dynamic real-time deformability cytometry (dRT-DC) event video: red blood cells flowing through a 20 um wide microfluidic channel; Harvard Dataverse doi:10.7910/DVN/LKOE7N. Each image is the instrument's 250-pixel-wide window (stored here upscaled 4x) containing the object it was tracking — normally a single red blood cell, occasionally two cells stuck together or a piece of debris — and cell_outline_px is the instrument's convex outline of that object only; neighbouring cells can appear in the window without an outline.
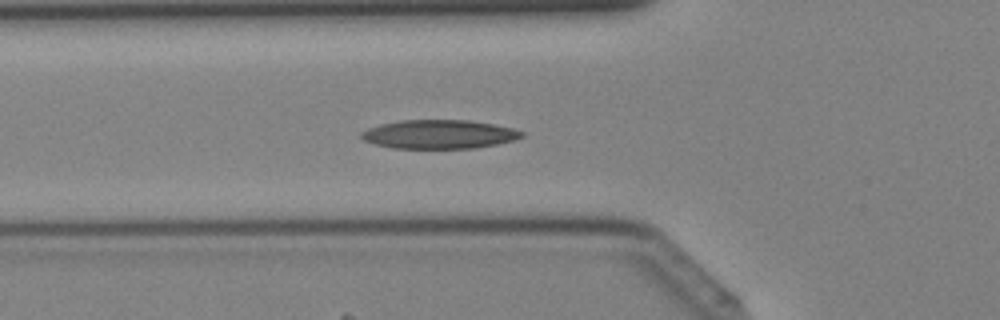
{"species": "Egyptian fruit bat (a non-hibernating species)", "species_latin": "Rousettus aegyptiacus", "temperature_condition": "cold", "stored_images_in_passage": 34, "camera_frame_rate_fps": 3000, "um_per_image_px": 0.085, "animal": {"sex": "female"}, "frame": {"image": 1, "passage_image": 12, "time_ms": 3.667, "image_size_px": [1000, 320], "cell_outline_px": [[524, 136], [516, 140], [476, 148], [392, 148], [376, 144], [364, 140], [360, 136], [360, 132], [368, 128], [380, 124], [400, 120], [468, 120], [492, 124], [512, 128], [524, 132]], "centroid_in_image_um": [37.33, 11.41], "position_along_channel_um": 88.5, "area_um2": 26.93}}
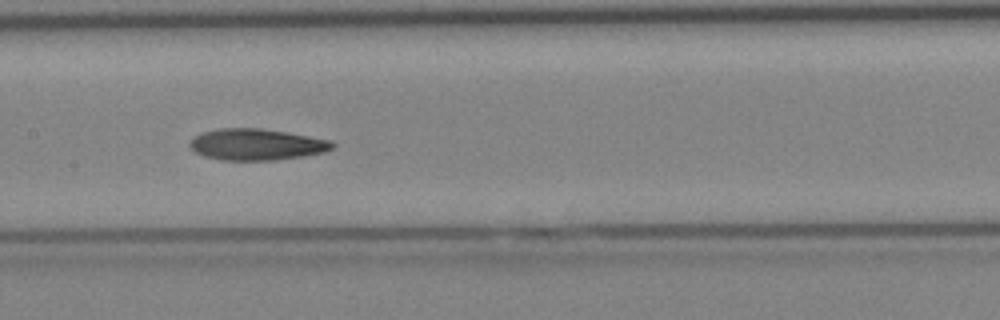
{"frame": {"image": 2, "passage_image": 18, "time_ms": 5.667, "image_size_px": [1000, 320], "cell_outline_px": [[336, 144], [332, 148], [324, 152], [304, 156], [276, 160], [220, 160], [204, 156], [188, 148], [188, 144], [200, 132], [220, 128], [260, 128], [288, 132], [332, 140]], "centroid_in_image_um": [21.81, 12.28], "position_along_channel_um": 185.6, "area_um2": 26.3}}
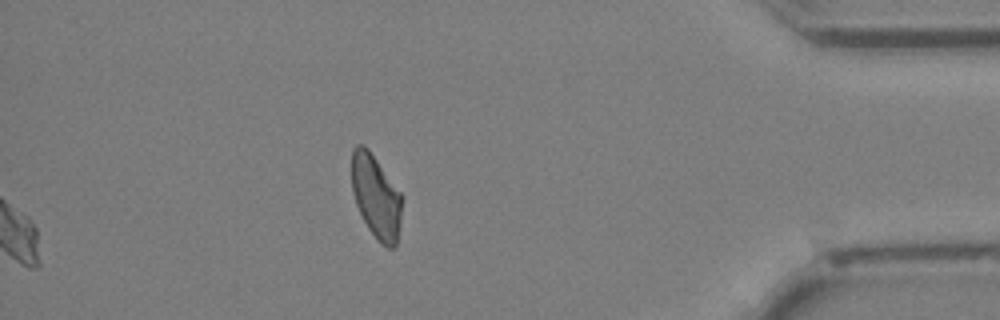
{"frame": {"image": 3, "passage_image": 34, "time_ms": 11.0, "image_size_px": [1000, 320], "cell_outline_px": [[404, 200], [396, 248], [388, 248], [380, 244], [376, 240], [368, 228], [356, 204], [352, 192], [352, 148], [356, 144], [364, 144], [368, 148], [404, 196]], "centroid_in_image_um": [31.99, 16.73], "position_along_channel_um": 403.2, "area_um2": 24.97}}